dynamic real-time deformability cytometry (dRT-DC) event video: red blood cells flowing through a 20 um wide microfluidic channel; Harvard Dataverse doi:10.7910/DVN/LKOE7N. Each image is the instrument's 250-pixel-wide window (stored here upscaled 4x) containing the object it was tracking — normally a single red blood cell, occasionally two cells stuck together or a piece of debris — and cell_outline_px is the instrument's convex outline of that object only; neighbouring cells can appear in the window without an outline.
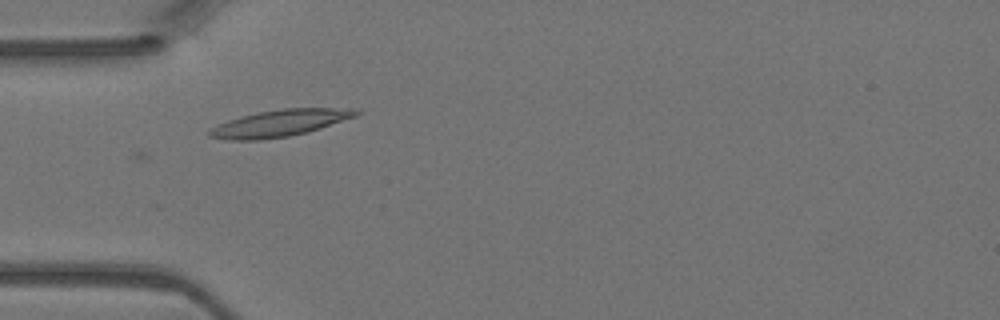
{"species": "Egyptian fruit bat (a non-hibernating species)", "species_latin": "Rousettus aegyptiacus", "temperature_condition": "warm", "stored_images_in_passage": 4, "camera_frame_rate_fps": 3000, "um_per_image_px": 0.085, "animal": {"sex": "female"}, "frame": {"image": 1, "passage_image": 3, "time_ms": 0.667, "image_size_px": [1000, 320], "cell_outline_px": [[360, 112], [356, 116], [308, 132], [288, 136], [260, 140], [228, 140], [208, 136], [208, 128], [216, 124], [240, 116], [256, 112], [280, 108], [360, 108]], "centroid_in_image_um": [23.74, 10.46], "position_along_channel_um": 61.3, "area_um2": 23.12}}
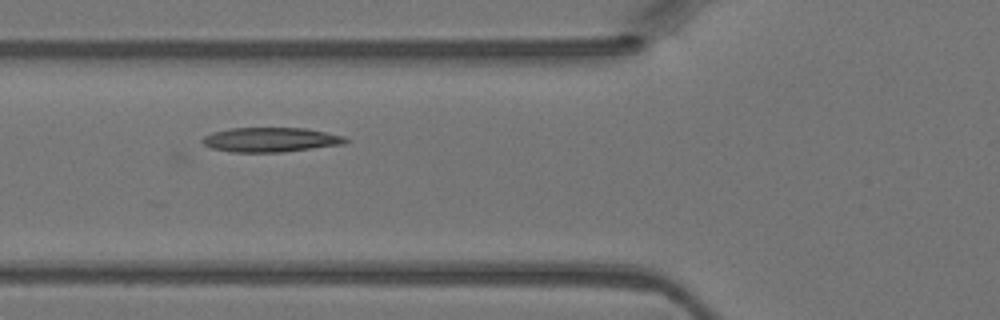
{"frame": {"image": 2, "passage_image": 4, "time_ms": 1.0, "image_size_px": [1000, 320], "cell_outline_px": [[348, 140], [344, 144], [284, 152], [232, 152], [212, 148], [204, 144], [200, 140], [204, 136], [212, 132], [232, 128], [304, 128], [344, 136]], "centroid_in_image_um": [22.98, 11.88], "position_along_channel_um": 102.8, "area_um2": 20.35}}